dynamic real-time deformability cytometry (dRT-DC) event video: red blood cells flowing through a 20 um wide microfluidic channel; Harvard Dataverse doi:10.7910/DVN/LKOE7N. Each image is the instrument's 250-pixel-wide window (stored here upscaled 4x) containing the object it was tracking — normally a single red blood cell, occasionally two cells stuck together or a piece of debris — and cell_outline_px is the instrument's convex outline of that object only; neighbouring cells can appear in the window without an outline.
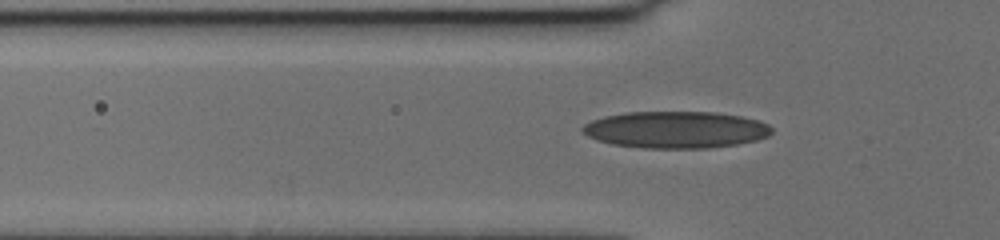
{"species": "human", "species_latin": "Homo sapiens", "temperature_condition": "cold", "stored_images_in_passage": 39, "camera_frame_rate_fps": 3000, "um_per_image_px": 0.085, "donor": {"sex": "female"}, "frame": {"image": 1, "passage_image": 8, "time_ms": 2.333, "image_size_px": [1000, 240], "cell_outline_px": [[772, 132], [768, 136], [756, 140], [736, 144], [712, 148], [640, 148], [612, 144], [596, 140], [580, 132], [580, 128], [584, 124], [592, 120], [604, 116], [624, 112], [716, 112], [740, 116], [760, 120], [768, 124], [772, 128]], "centroid_in_image_um": [57.42, 11.02], "position_along_channel_um": 68.4, "area_um2": 40.98}}
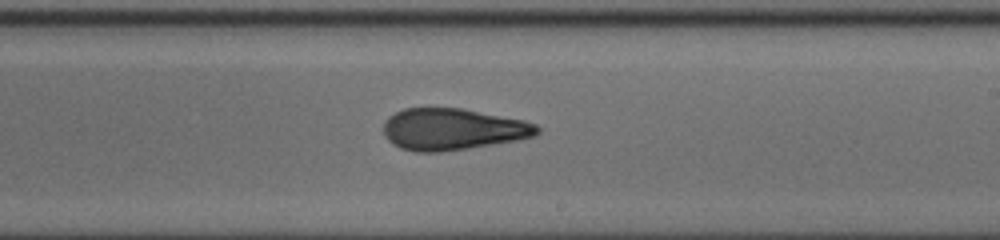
{"frame": {"image": 2, "passage_image": 23, "time_ms": 7.333, "image_size_px": [1000, 240], "cell_outline_px": [[540, 132], [536, 136], [516, 140], [468, 148], [440, 152], [416, 152], [400, 148], [392, 144], [384, 136], [384, 124], [388, 116], [404, 108], [460, 108], [524, 120], [536, 124], [540, 128]], "centroid_in_image_um": [38.47, 10.99], "position_along_channel_um": 250.5, "area_um2": 37.28}}
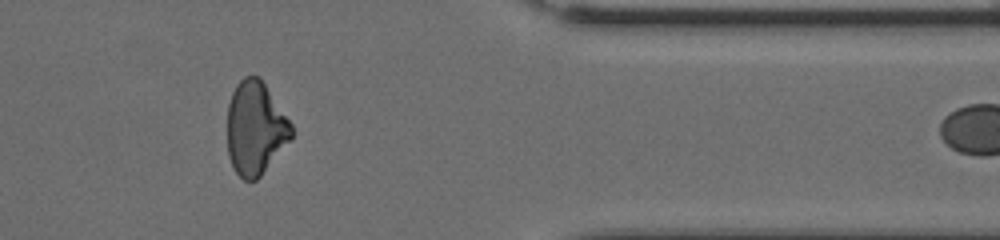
{"frame": {"image": 3, "passage_image": 36, "time_ms": 11.667, "image_size_px": [1000, 240], "cell_outline_px": [[292, 136], [260, 176], [256, 180], [244, 180], [232, 168], [228, 156], [228, 104], [232, 92], [236, 84], [244, 76], [260, 76], [292, 124]], "centroid_in_image_um": [21.68, 10.87], "position_along_channel_um": 389.7, "area_um2": 34.68}, "authors_computed_cell_mechanics": {"area_um2": 37.859, "velocity_mm_per_s": 3.6669, "shape_relaxation_time_tau1_ms": null, "shape_relaxation_time_tau2_ms": 2.3052, "deformation_change_tau1": null, "deformation_change_tau2": 0.0977}}